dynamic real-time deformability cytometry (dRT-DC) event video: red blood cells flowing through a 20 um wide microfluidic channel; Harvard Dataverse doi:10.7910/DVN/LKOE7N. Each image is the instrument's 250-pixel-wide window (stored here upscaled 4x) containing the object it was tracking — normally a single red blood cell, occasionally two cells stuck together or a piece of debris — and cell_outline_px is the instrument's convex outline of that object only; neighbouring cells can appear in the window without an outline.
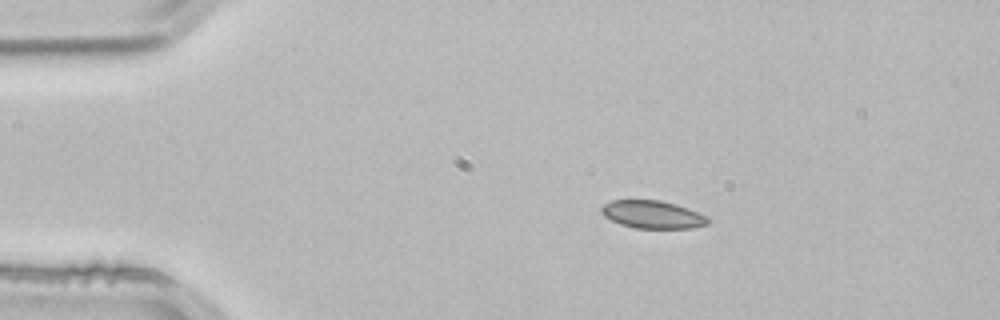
{"species": "common noctule bat (a hibernating species)", "species_latin": "Nyctalus noctula", "temperature_condition": "room temperature", "stored_images_in_passage": 2, "camera_frame_rate_fps": 3000, "um_per_image_px": 0.085, "animal": {"sex": "male", "body_mass_g": 21.5, "forearm_length_mm": 52.0}, "frame": {"image": 1, "passage_image": 1, "time_ms": 0.0, "image_size_px": [1000, 320], "cell_outline_px": [[712, 220], [708, 224], [692, 228], [636, 228], [620, 224], [604, 216], [600, 212], [600, 208], [604, 204], [612, 200], [660, 200], [676, 204], [708, 216]], "centroid_in_image_um": [55.48, 18.23], "position_along_channel_um": 29.5, "area_um2": 17.34}}